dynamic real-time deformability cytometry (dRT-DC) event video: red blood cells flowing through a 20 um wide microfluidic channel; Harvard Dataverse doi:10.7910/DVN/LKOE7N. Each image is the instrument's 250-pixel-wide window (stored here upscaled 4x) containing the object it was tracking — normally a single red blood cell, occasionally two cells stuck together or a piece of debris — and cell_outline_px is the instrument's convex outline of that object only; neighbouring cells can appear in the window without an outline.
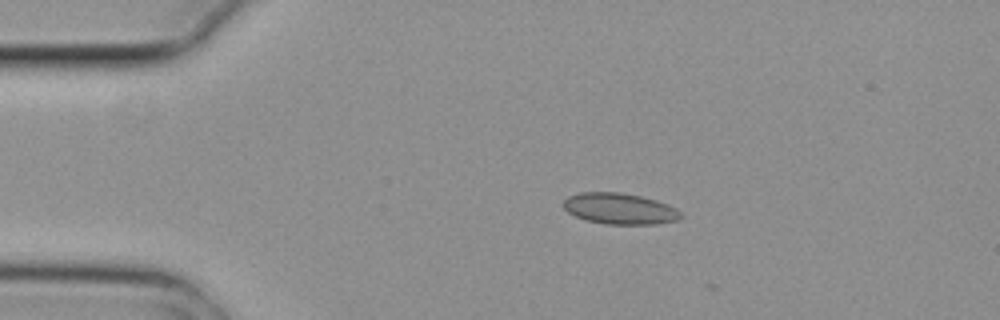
{"species": "common noctule bat (a hibernating species)", "species_latin": "Nyctalus noctula", "temperature_condition": "cold", "stored_images_in_passage": 8, "camera_frame_rate_fps": 3000, "um_per_image_px": 0.085, "animal": {"sex": "female", "body_mass_g": 29.2, "forearm_length_mm": 56.3}, "frame": {"image": 1, "passage_image": 3, "time_ms": 0.667, "image_size_px": [1000, 320], "cell_outline_px": [[684, 216], [680, 220], [656, 224], [604, 224], [588, 220], [576, 216], [568, 212], [564, 208], [564, 200], [568, 196], [580, 192], [620, 192], [640, 196], [656, 200], [668, 204], [676, 208]], "centroid_in_image_um": [52.71, 17.74], "position_along_channel_um": 32.3, "area_um2": 21.33}}
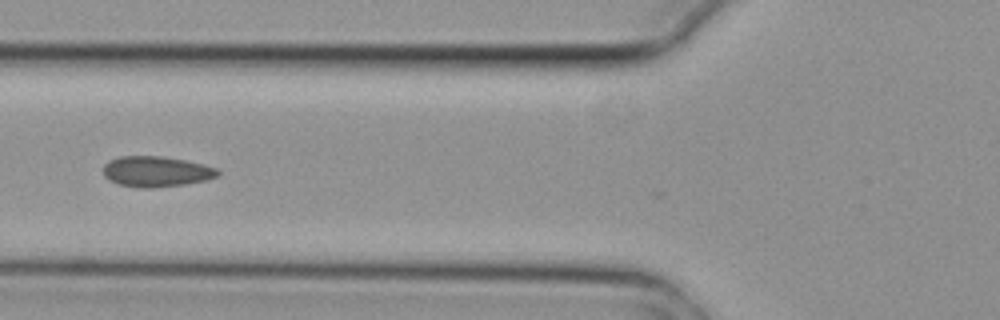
{"frame": {"image": 2, "passage_image": 5, "time_ms": 1.333, "image_size_px": [1000, 320], "cell_outline_px": [[220, 172], [216, 176], [204, 180], [184, 184], [148, 188], [136, 188], [116, 184], [108, 180], [104, 176], [104, 164], [108, 160], [120, 156], [160, 156], [184, 160], [204, 164], [216, 168]], "centroid_in_image_um": [13.21, 14.58], "position_along_channel_um": 112.6, "area_um2": 20.4}}
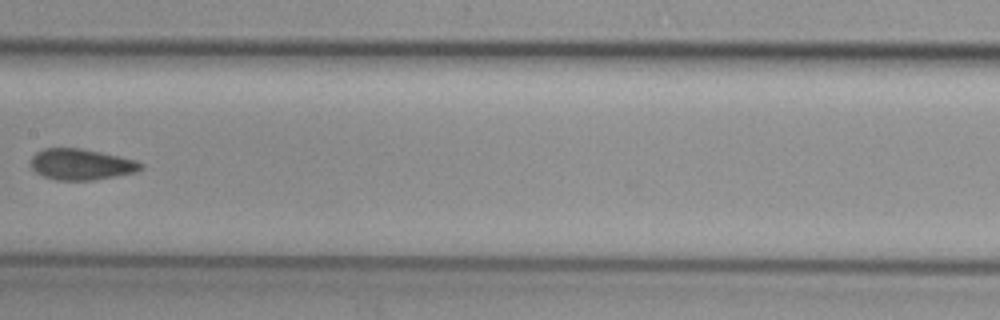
{"frame": {"image": 3, "passage_image": 7, "time_ms": 2.0, "image_size_px": [1000, 320], "cell_outline_px": [[144, 168], [136, 172], [116, 176], [92, 180], [56, 180], [44, 176], [36, 172], [32, 168], [32, 156], [36, 152], [44, 148], [80, 148], [100, 152], [136, 160], [144, 164]], "centroid_in_image_um": [6.93, 13.97], "position_along_channel_um": 200.5, "area_um2": 19.83}}